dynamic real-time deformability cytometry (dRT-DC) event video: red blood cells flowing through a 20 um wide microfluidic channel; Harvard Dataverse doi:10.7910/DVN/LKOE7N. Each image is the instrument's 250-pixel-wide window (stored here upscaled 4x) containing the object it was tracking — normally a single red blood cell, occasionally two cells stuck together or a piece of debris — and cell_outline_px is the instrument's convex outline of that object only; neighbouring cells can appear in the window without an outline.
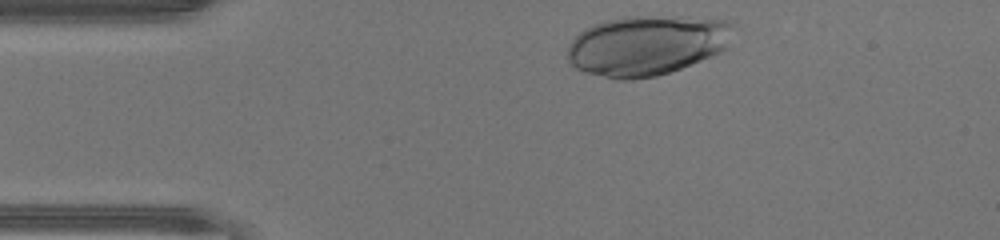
{"species": "human", "species_latin": "Homo sapiens", "temperature_condition": "warm", "stored_images_in_passage": 29, "camera_frame_rate_fps": 3000, "um_per_image_px": 0.085, "donor": {"sex": "male"}, "frame": {"image": 1, "passage_image": 1, "time_ms": 0.0, "image_size_px": [1000, 240], "cell_outline_px": [[736, 28], [728, 48], [720, 52], [680, 68], [656, 76], [632, 80], [616, 80], [584, 72], [568, 64], [568, 44], [584, 28], [604, 20], [624, 16], [680, 16], [732, 20]], "centroid_in_image_um": [55.01, 3.83], "position_along_channel_um": 30.0, "area_um2": 58.96}}
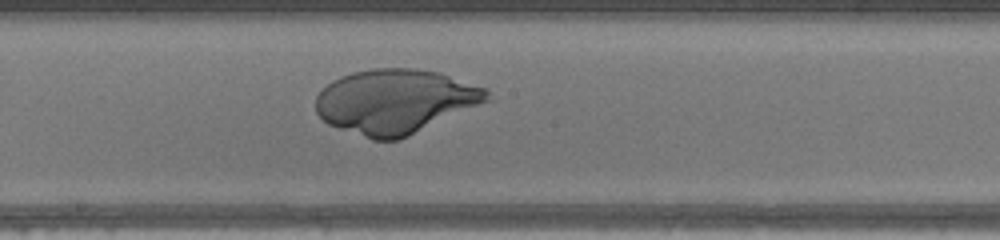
{"frame": {"image": 2, "passage_image": 17, "time_ms": 5.333, "image_size_px": [1000, 240], "cell_outline_px": [[492, 100], [400, 140], [372, 140], [328, 124], [316, 112], [316, 96], [332, 80], [340, 76], [352, 72], [372, 68], [416, 68], [440, 72], [484, 88], [488, 92]], "centroid_in_image_um": [33.62, 8.62], "position_along_channel_um": 214.6, "area_um2": 64.5}}
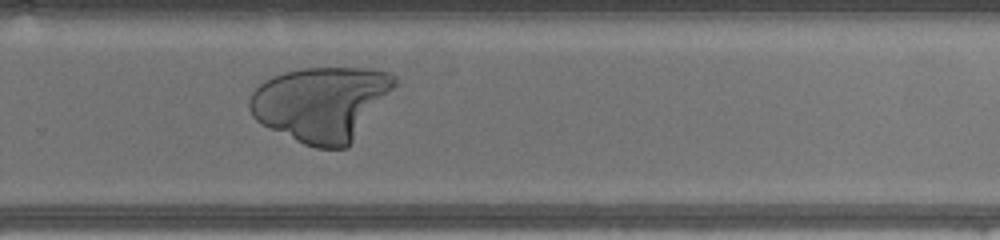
{"frame": {"image": 3, "passage_image": 23, "time_ms": 7.333, "image_size_px": [1000, 240], "cell_outline_px": [[400, 84], [352, 140], [344, 148], [316, 148], [304, 144], [260, 124], [252, 116], [248, 108], [248, 100], [252, 92], [264, 80], [272, 76], [284, 72], [300, 68], [368, 68], [392, 72], [396, 76]], "centroid_in_image_um": [27.32, 8.77], "position_along_channel_um": 302.5, "area_um2": 63.29}}